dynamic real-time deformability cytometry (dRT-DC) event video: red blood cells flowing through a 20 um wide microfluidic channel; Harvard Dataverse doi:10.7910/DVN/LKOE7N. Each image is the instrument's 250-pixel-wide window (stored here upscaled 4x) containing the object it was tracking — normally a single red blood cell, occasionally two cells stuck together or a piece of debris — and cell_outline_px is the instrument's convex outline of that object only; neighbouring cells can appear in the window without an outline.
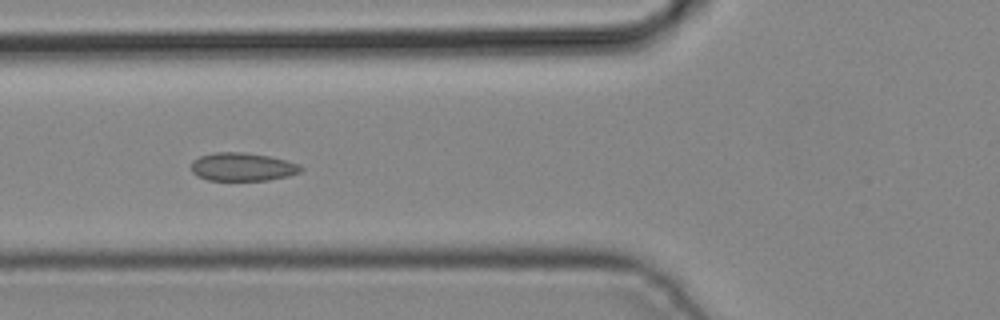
{"species": "common noctule bat (a hibernating species)", "species_latin": "Nyctalus noctula", "temperature_condition": "cold", "stored_images_in_passage": 3, "camera_frame_rate_fps": 3000, "um_per_image_px": 0.085, "animal": {"sex": "male", "body_mass_g": 19.2, "forearm_length_mm": 51.8}, "frame": {"image": 1, "passage_image": 3, "time_ms": 0.667, "image_size_px": [1000, 320], "cell_outline_px": [[304, 168], [300, 172], [288, 176], [268, 180], [208, 180], [196, 176], [192, 172], [192, 160], [200, 156], [212, 152], [244, 152], [268, 156], [300, 164]], "centroid_in_image_um": [20.59, 14.18], "position_along_channel_um": 105.2, "area_um2": 18.09}}